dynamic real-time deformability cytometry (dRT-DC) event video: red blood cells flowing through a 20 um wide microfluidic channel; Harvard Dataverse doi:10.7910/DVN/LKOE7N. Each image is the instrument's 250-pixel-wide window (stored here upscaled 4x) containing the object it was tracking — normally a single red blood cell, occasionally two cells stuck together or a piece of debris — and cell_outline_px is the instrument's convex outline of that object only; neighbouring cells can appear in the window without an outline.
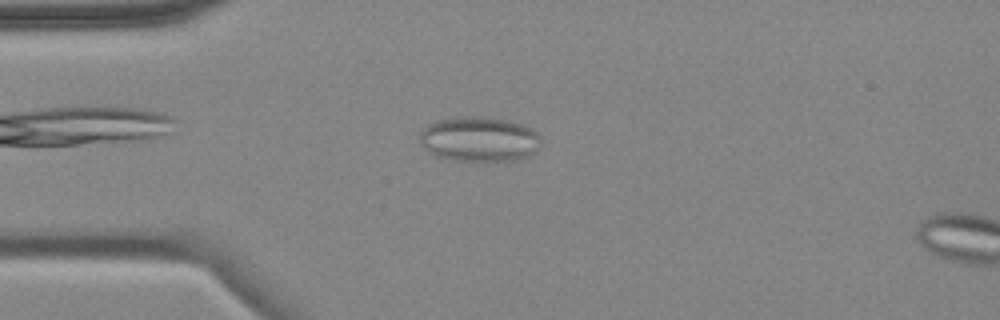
{"species": "common noctule bat (a hibernating species)", "species_latin": "Nyctalus noctula", "temperature_condition": "cold", "stored_images_in_passage": 3, "camera_frame_rate_fps": 3000, "um_per_image_px": 0.085, "animal": {"sex": "female", "body_mass_g": 18.4}, "frame": {"image": 1, "passage_image": 2, "time_ms": 1.0, "image_size_px": [1000, 320], "cell_outline_px": [[540, 140], [536, 152], [520, 160], [456, 160], [436, 156], [424, 148], [420, 144], [420, 132], [428, 124], [440, 120], [464, 116], [480, 116], [504, 120], [520, 124], [536, 132], [540, 136]], "centroid_in_image_um": [40.72, 11.83], "position_along_channel_um": 44.3, "area_um2": 31.39}}